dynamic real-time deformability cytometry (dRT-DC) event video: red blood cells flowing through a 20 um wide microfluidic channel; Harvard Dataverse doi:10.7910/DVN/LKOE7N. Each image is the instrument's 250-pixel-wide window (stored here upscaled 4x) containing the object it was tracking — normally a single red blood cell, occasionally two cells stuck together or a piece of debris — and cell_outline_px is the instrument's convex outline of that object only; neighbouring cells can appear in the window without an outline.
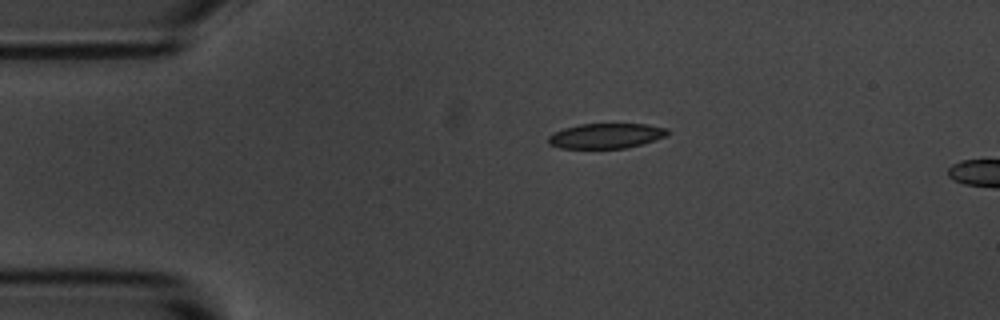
{"species": "common noctule bat (a hibernating species)", "species_latin": "Nyctalus noctula", "temperature_condition": "room temperature", "stored_images_in_passage": 2, "camera_frame_rate_fps": 3000, "um_per_image_px": 0.085, "animal": {"sex": "male", "body_mass_g": 20.1, "forearm_length_mm": 53.5}, "frame": {"image": 1, "passage_image": 1, "time_ms": 0.0, "image_size_px": [1000, 320], "cell_outline_px": [[668, 136], [628, 148], [560, 148], [548, 144], [548, 136], [564, 128], [580, 124], [644, 124], [668, 128]], "centroid_in_image_um": [51.53, 11.55], "position_along_channel_um": 33.5, "area_um2": 17.4}}